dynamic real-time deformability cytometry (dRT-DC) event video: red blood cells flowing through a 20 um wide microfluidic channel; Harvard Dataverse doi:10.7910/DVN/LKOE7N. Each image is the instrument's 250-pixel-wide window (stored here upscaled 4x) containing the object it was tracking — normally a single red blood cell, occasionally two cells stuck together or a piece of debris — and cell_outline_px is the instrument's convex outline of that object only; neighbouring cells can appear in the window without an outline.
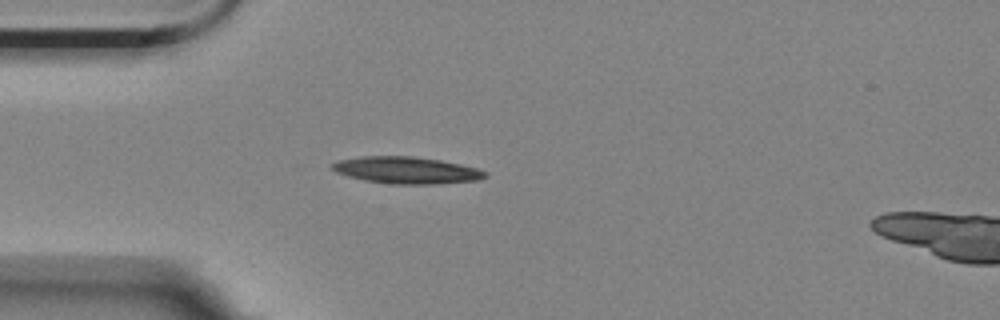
{"species": "Egyptian fruit bat (a non-hibernating species)", "species_latin": "Rousettus aegyptiacus", "temperature_condition": "room temperature", "stored_images_in_passage": 42, "camera_frame_rate_fps": 3000, "um_per_image_px": 0.085, "animal": {"sex": "female"}, "frame": {"image": 1, "passage_image": 1, "time_ms": 0.0, "image_size_px": [1000, 320], "cell_outline_px": [[488, 176], [476, 180], [436, 184], [392, 184], [368, 180], [348, 176], [336, 172], [332, 168], [332, 164], [340, 160], [360, 156], [412, 156], [440, 160], [460, 164], [476, 168], [488, 172]], "centroid_in_image_um": [34.58, 14.46], "position_along_channel_um": 50.4, "area_um2": 23.7}}
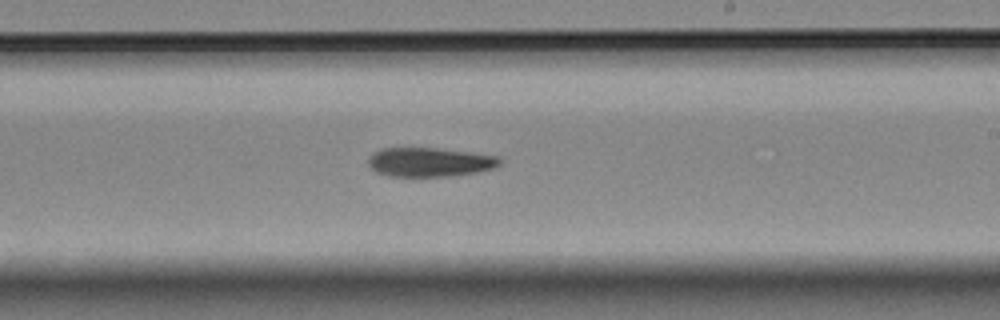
{"frame": {"image": 2, "passage_image": 19, "time_ms": 6.0, "image_size_px": [1000, 320], "cell_outline_px": [[504, 160], [496, 168], [476, 172], [452, 176], [388, 176], [376, 172], [368, 164], [368, 160], [376, 152], [384, 148], [436, 148], [500, 156]], "centroid_in_image_um": [36.59, 13.78], "position_along_channel_um": 252.4, "area_um2": 22.25}}
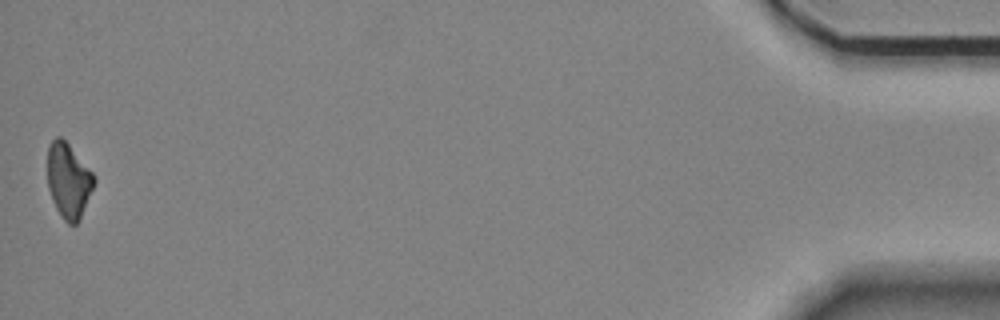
{"frame": {"image": 3, "passage_image": 42, "time_ms": 13.667, "image_size_px": [1000, 320], "cell_outline_px": [[96, 180], [80, 220], [76, 224], [68, 224], [64, 220], [56, 208], [52, 200], [48, 188], [48, 144], [56, 136], [60, 136], [68, 144], [96, 176]], "centroid_in_image_um": [5.82, 15.35], "position_along_channel_um": 429.4, "area_um2": 20.29}, "authors_computed_cell_mechanics": {"area_um2": 22.6865, "velocity_mm_per_s": 3.5239, "shape_relaxation_time_tau1_ms": 5.2581, "shape_relaxation_time_tau2_ms": null, "deformation_change_tau1": 0.149, "deformation_change_tau2": null}}